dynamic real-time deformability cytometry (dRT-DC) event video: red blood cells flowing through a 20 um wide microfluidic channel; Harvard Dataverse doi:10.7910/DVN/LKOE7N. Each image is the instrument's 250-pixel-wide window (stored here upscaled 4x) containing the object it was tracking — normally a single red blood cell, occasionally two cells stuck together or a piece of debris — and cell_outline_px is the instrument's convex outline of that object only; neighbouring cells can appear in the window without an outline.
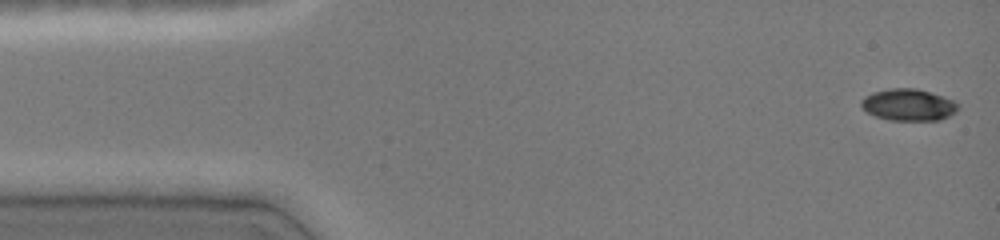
{"species": "common noctule bat (a hibernating species)", "species_latin": "Nyctalus noctula", "temperature_condition": "cold", "stored_images_in_passage": 46, "camera_frame_rate_fps": 3000, "um_per_image_px": 0.085, "animal": {"sex": "female", "body_mass_g": 19.0, "forearm_length_mm": 51.5}, "frame": {"image": 1, "passage_image": 1, "time_ms": 0.0, "image_size_px": [1000, 240], "cell_outline_px": [[960, 108], [956, 112], [940, 120], [888, 120], [876, 116], [868, 112], [860, 104], [860, 100], [864, 96], [872, 92], [888, 88], [916, 88], [956, 100], [960, 104]], "centroid_in_image_um": [77.25, 8.9], "position_along_channel_um": 7.8, "area_um2": 18.15}}
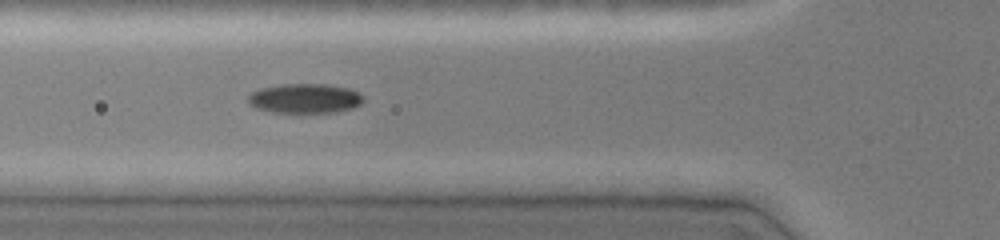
{"frame": {"image": 2, "passage_image": 16, "time_ms": 5.0, "image_size_px": [1000, 240], "cell_outline_px": [[364, 100], [360, 104], [352, 108], [336, 112], [272, 112], [256, 108], [248, 104], [248, 96], [252, 92], [260, 88], [284, 84], [328, 84], [348, 88], [360, 92], [364, 96]], "centroid_in_image_um": [25.93, 8.36], "position_along_channel_um": 99.9, "area_um2": 19.94}}
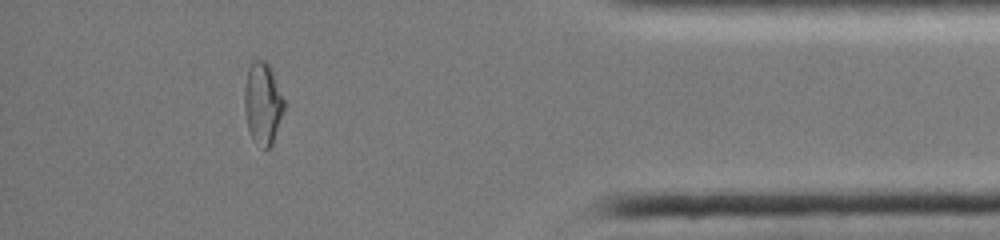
{"frame": {"image": 3, "passage_image": 41, "time_ms": 13.333, "image_size_px": [1000, 240], "cell_outline_px": [[284, 108], [272, 144], [268, 148], [264, 148], [252, 140], [248, 128], [244, 108], [244, 88], [248, 68], [256, 60], [264, 60], [272, 68], [284, 100]], "centroid_in_image_um": [22.32, 8.77], "position_along_channel_um": 412.9, "area_um2": 18.79}, "authors_computed_cell_mechanics": {"area_um2": 18.7561, "velocity_mm_per_s": 4.0883, "shape_relaxation_time_tau1_ms": null, "shape_relaxation_time_tau2_ms": 3.8243, "deformation_change_tau1": null, "deformation_change_tau2": 0.0617}}